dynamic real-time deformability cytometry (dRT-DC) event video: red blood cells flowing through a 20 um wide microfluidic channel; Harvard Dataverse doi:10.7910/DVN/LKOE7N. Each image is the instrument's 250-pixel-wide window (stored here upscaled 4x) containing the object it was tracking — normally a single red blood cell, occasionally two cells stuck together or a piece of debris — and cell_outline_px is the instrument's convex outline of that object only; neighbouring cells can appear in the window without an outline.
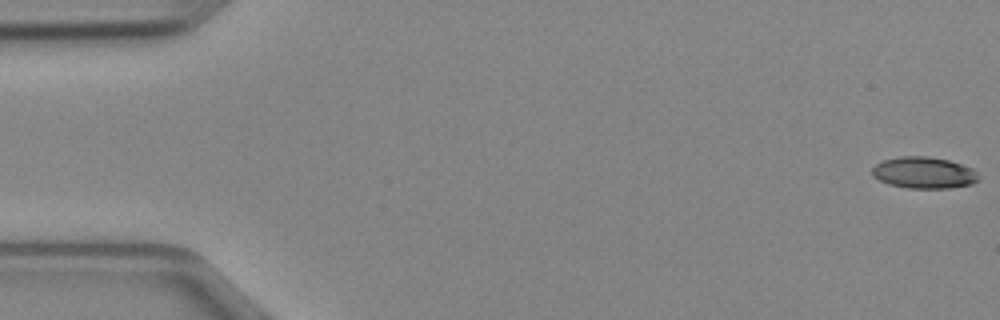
{"species": "Egyptian fruit bat (a non-hibernating species)", "species_latin": "Rousettus aegyptiacus", "temperature_condition": "cold", "stored_images_in_passage": 34, "camera_frame_rate_fps": 3000, "um_per_image_px": 0.085, "animal": {"sex": "female"}, "frame": {"image": 1, "passage_image": 1, "time_ms": 0.0, "image_size_px": [1000, 320], "cell_outline_px": [[980, 180], [972, 184], [948, 188], [908, 188], [888, 184], [872, 176], [872, 168], [876, 164], [884, 160], [900, 156], [928, 156], [948, 160], [972, 168], [976, 172]], "centroid_in_image_um": [78.53, 14.68], "position_along_channel_um": 6.5, "area_um2": 19.54}}
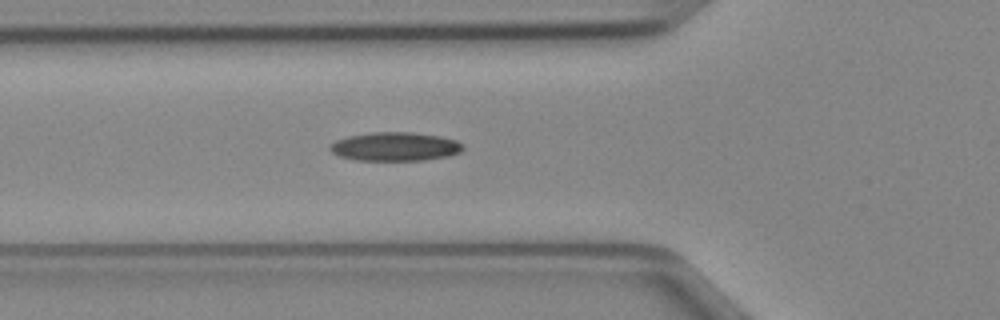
{"frame": {"image": 2, "passage_image": 18, "time_ms": 5.667, "image_size_px": [1000, 320], "cell_outline_px": [[464, 148], [460, 152], [448, 156], [424, 160], [356, 160], [340, 156], [332, 152], [328, 148], [328, 144], [336, 140], [348, 136], [372, 132], [412, 132], [440, 136], [456, 140], [464, 144]], "centroid_in_image_um": [33.58, 12.45], "position_along_channel_um": 92.2, "area_um2": 22.37}}
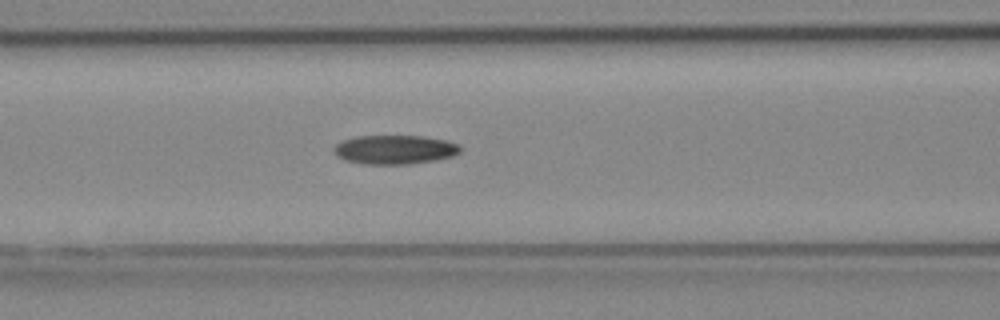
{"frame": {"image": 3, "passage_image": 21, "time_ms": 6.667, "image_size_px": [1000, 320], "cell_outline_px": [[460, 152], [452, 156], [436, 160], [412, 164], [360, 164], [344, 160], [336, 156], [332, 152], [332, 148], [340, 140], [356, 136], [424, 136], [448, 140], [460, 144]], "centroid_in_image_um": [33.51, 12.72], "position_along_channel_um": 133.1, "area_um2": 21.85}}